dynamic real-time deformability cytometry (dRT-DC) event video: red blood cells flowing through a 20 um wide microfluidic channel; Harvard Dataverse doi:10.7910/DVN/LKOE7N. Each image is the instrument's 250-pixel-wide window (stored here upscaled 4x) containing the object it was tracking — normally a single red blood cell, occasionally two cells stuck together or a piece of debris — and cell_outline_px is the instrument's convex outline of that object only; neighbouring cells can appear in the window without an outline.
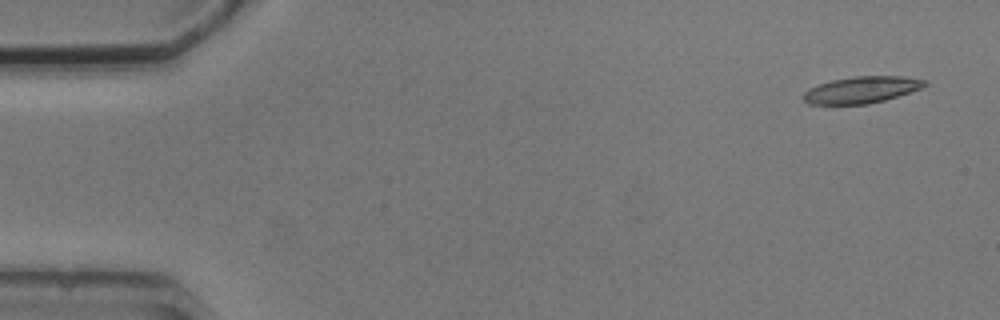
{"species": "common noctule bat (a hibernating species)", "species_latin": "Nyctalus noctula", "temperature_condition": "cold", "stored_images_in_passage": 5, "camera_frame_rate_fps": 3000, "um_per_image_px": 0.085, "animal": {"sex": "male", "body_mass_g": 20.5, "forearm_length_mm": 52.5}, "frame": {"image": 1, "passage_image": 1, "time_ms": 0.0, "image_size_px": [1000, 320], "cell_outline_px": [[928, 84], [920, 88], [884, 100], [868, 104], [808, 104], [804, 100], [804, 92], [808, 88], [832, 80], [856, 76], [904, 76], [924, 80]], "centroid_in_image_um": [73.21, 7.63], "position_along_channel_um": 11.8, "area_um2": 18.55}}
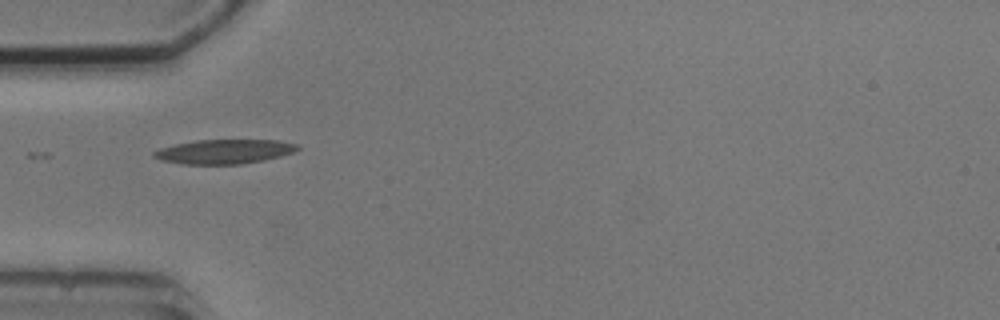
{"frame": {"image": 2, "passage_image": 5, "time_ms": 4.667, "image_size_px": [1000, 320], "cell_outline_px": [[300, 148], [292, 152], [280, 156], [264, 160], [240, 164], [180, 164], [160, 160], [152, 156], [152, 152], [160, 148], [176, 144], [196, 140], [276, 140], [300, 144]], "centroid_in_image_um": [19.05, 12.88], "position_along_channel_um": 66.0, "area_um2": 20.4}}